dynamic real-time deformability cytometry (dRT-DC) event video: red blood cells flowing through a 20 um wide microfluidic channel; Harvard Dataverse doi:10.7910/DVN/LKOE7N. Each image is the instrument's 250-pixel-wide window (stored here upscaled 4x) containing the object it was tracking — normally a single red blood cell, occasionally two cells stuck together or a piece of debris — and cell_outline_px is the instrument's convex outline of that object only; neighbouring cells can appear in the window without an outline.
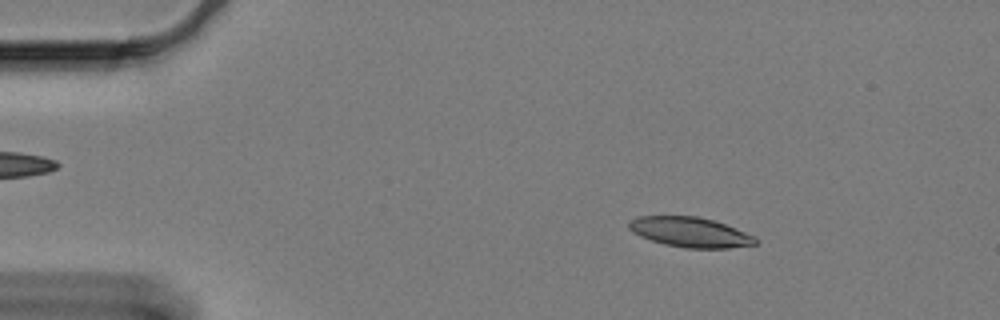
{"species": "Egyptian fruit bat (a non-hibernating species)", "species_latin": "Rousettus aegyptiacus", "temperature_condition": "cold", "stored_images_in_passage": 59, "camera_frame_rate_fps": 3000, "um_per_image_px": 0.085, "animal": {"sex": "female"}, "frame": {"image": 1, "passage_image": 8, "time_ms": 2.333, "image_size_px": [1000, 320], "cell_outline_px": [[756, 244], [728, 248], [684, 248], [664, 244], [640, 236], [632, 232], [628, 228], [628, 224], [632, 220], [640, 216], [696, 216], [712, 220], [724, 224], [744, 232], [752, 236], [756, 240]], "centroid_in_image_um": [58.62, 19.74], "position_along_channel_um": 26.4, "area_um2": 21.73}}
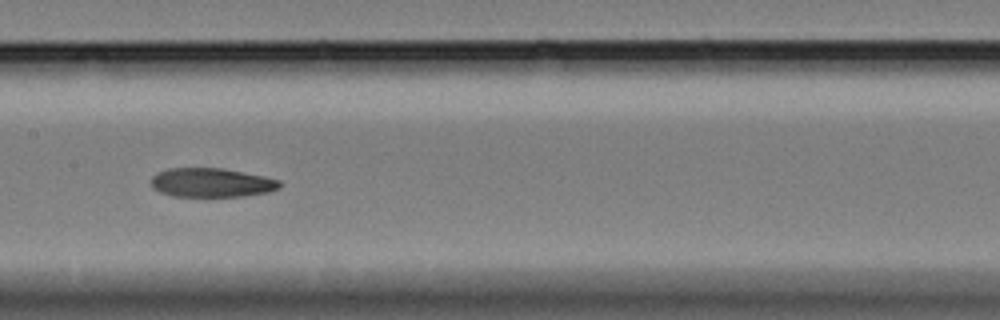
{"frame": {"image": 2, "passage_image": 29, "time_ms": 9.333, "image_size_px": [1000, 320], "cell_outline_px": [[280, 188], [268, 192], [244, 196], [172, 196], [160, 192], [152, 188], [152, 176], [156, 172], [168, 168], [220, 168], [264, 176], [280, 180]], "centroid_in_image_um": [17.96, 15.52], "position_along_channel_um": 189.4, "area_um2": 21.73}}
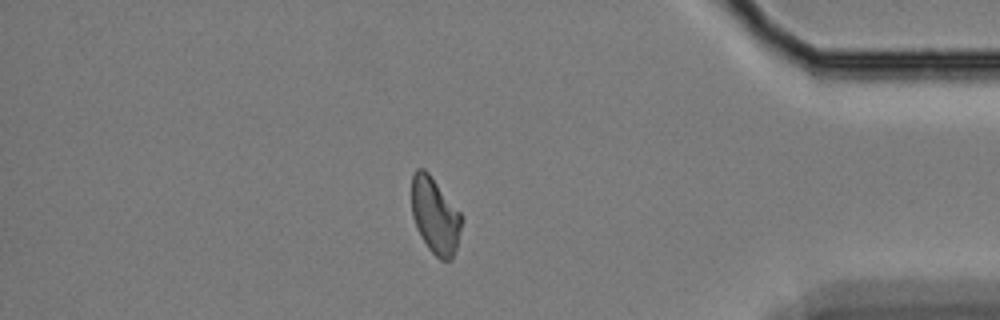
{"frame": {"image": 3, "passage_image": 51, "time_ms": 16.667, "image_size_px": [1000, 320], "cell_outline_px": [[460, 228], [456, 248], [452, 260], [440, 260], [428, 248], [420, 236], [416, 228], [412, 216], [412, 176], [416, 168], [424, 168], [428, 172], [460, 212]], "centroid_in_image_um": [36.95, 18.33], "position_along_channel_um": 398.3, "area_um2": 21.91}, "authors_computed_cell_mechanics": {"area_um2": 22.5998, "velocity_mm_per_s": 3.267, "shape_relaxation_time_tau1_ms": null, "shape_relaxation_time_tau2_ms": 2.2711, "deformation_change_tau1": null, "deformation_change_tau2": 0.0787}}